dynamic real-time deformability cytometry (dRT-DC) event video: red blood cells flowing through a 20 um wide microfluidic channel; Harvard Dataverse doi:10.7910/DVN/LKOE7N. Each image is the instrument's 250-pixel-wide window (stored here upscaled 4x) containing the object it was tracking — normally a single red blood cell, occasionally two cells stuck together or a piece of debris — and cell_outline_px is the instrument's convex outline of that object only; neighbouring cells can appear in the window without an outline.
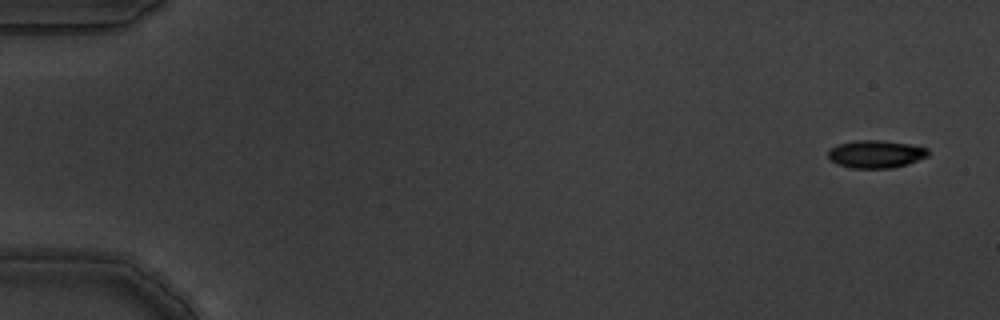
{"species": "common noctule bat (a hibernating species)", "species_latin": "Nyctalus noctula", "temperature_condition": "warm", "stored_images_in_passage": 8, "camera_frame_rate_fps": 3000, "um_per_image_px": 0.085, "animal": {"sex": "male", "body_mass_g": 19.5, "forearm_length_mm": 54.6}, "frame": {"image": 1, "passage_image": 1, "time_ms": 0.0, "image_size_px": [1000, 320], "cell_outline_px": [[928, 156], [908, 164], [892, 168], [848, 168], [836, 164], [828, 156], [828, 152], [832, 148], [840, 144], [856, 140], [880, 140], [908, 144], [928, 148]], "centroid_in_image_um": [74.45, 13.11], "position_along_channel_um": 10.5, "area_um2": 16.07}}
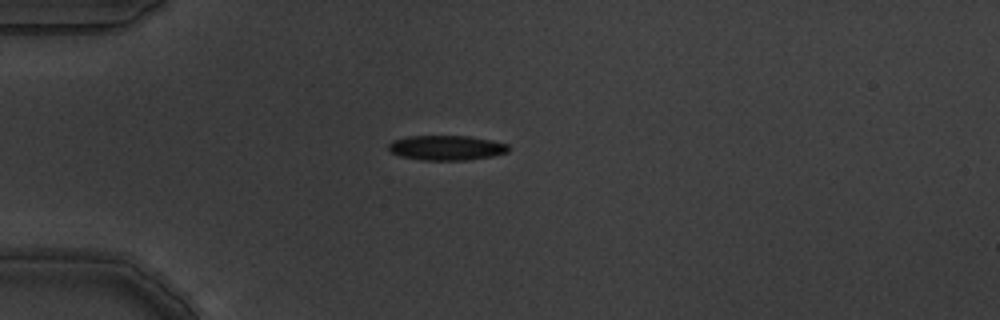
{"frame": {"image": 2, "passage_image": 5, "time_ms": 1.333, "image_size_px": [1000, 320], "cell_outline_px": [[508, 152], [492, 156], [464, 160], [424, 160], [400, 156], [392, 152], [388, 148], [388, 144], [392, 140], [408, 136], [472, 136], [492, 140], [508, 144]], "centroid_in_image_um": [37.95, 12.55], "position_along_channel_um": 47.1, "area_um2": 17.34}}
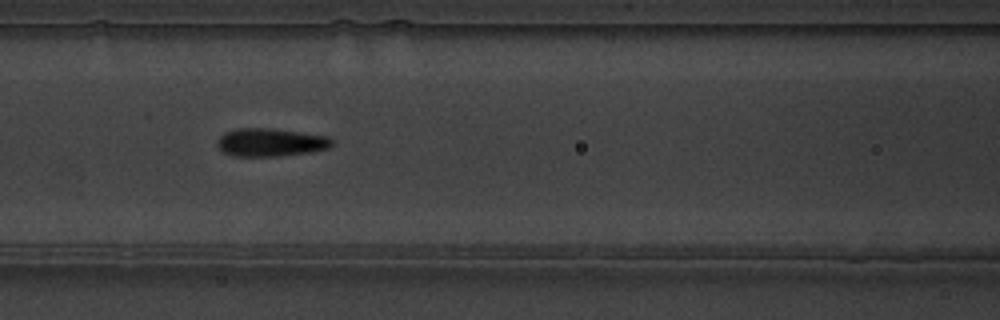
{"frame": {"image": 3, "passage_image": 8, "time_ms": 2.333, "image_size_px": [1000, 320], "cell_outline_px": [[332, 144], [328, 148], [308, 152], [280, 156], [236, 156], [224, 152], [216, 144], [216, 140], [224, 132], [240, 128], [264, 128], [300, 132], [328, 136], [332, 140]], "centroid_in_image_um": [22.97, 12.1], "position_along_channel_um": 143.6, "area_um2": 18.55}}